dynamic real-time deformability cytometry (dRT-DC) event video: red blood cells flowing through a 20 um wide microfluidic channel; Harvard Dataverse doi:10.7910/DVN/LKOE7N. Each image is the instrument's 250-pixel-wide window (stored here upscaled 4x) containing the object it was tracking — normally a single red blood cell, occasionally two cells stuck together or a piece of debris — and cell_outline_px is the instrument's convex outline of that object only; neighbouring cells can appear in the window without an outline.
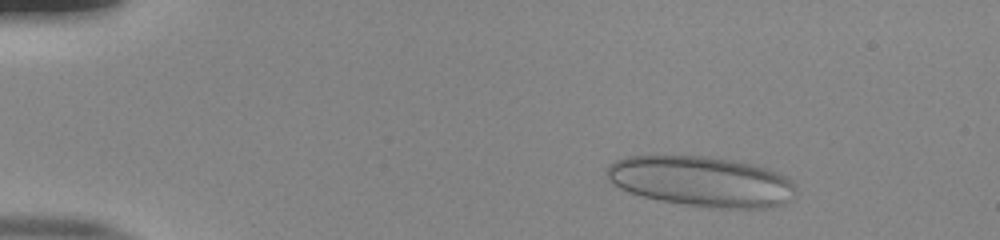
{"species": "human", "species_latin": "Homo sapiens", "temperature_condition": "room temperature", "stored_images_in_passage": 50, "camera_frame_rate_fps": 3000, "um_per_image_px": 0.085, "donor": {"sex": "male"}, "frame": {"image": 1, "passage_image": 5, "time_ms": 1.333, "image_size_px": [1000, 240], "cell_outline_px": [[796, 192], [792, 200], [784, 204], [768, 208], [716, 208], [660, 200], [644, 196], [620, 188], [608, 176], [608, 164], [616, 160], [628, 156], [704, 156], [732, 160], [752, 164], [768, 168], [788, 176], [796, 188]], "centroid_in_image_um": [59.72, 15.42], "position_along_channel_um": 25.3, "area_um2": 55.14}}
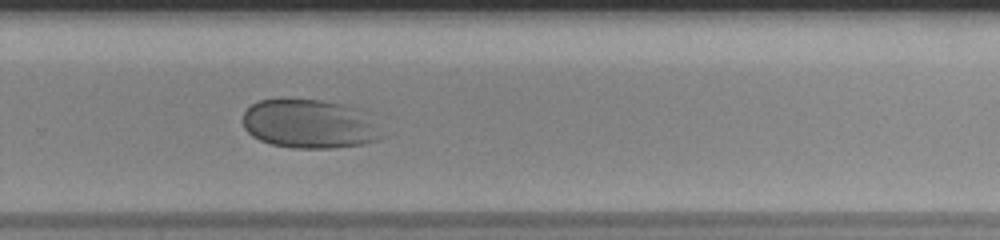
{"frame": {"image": 2, "passage_image": 34, "time_ms": 11.0, "image_size_px": [1000, 240], "cell_outline_px": [[388, 136], [364, 144], [336, 148], [292, 148], [272, 144], [260, 140], [252, 136], [244, 128], [244, 112], [252, 104], [260, 100], [320, 100], [344, 104], [364, 108]], "centroid_in_image_um": [26.42, 10.54], "position_along_channel_um": 303.4, "area_um2": 40.23}}
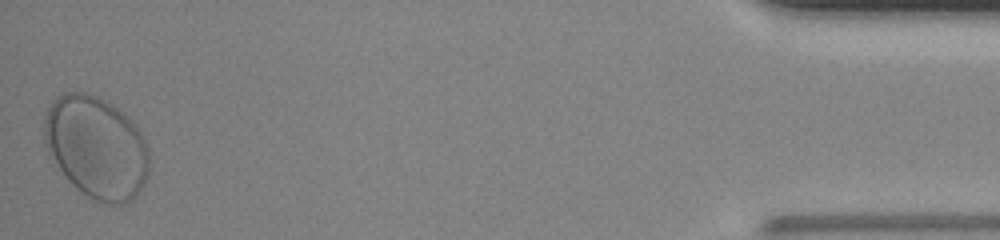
{"frame": {"image": 3, "passage_image": 50, "time_ms": 16.333, "image_size_px": [1000, 240], "cell_outline_px": [[148, 176], [144, 184], [136, 196], [124, 204], [104, 204], [88, 196], [76, 188], [68, 180], [48, 152], [44, 144], [44, 120], [48, 108], [52, 100], [56, 96], [64, 92], [84, 92], [96, 96], [112, 104], [128, 116], [132, 120], [140, 132], [148, 148]], "centroid_in_image_um": [8.19, 12.51], "position_along_channel_um": 427.0, "area_um2": 62.6}}